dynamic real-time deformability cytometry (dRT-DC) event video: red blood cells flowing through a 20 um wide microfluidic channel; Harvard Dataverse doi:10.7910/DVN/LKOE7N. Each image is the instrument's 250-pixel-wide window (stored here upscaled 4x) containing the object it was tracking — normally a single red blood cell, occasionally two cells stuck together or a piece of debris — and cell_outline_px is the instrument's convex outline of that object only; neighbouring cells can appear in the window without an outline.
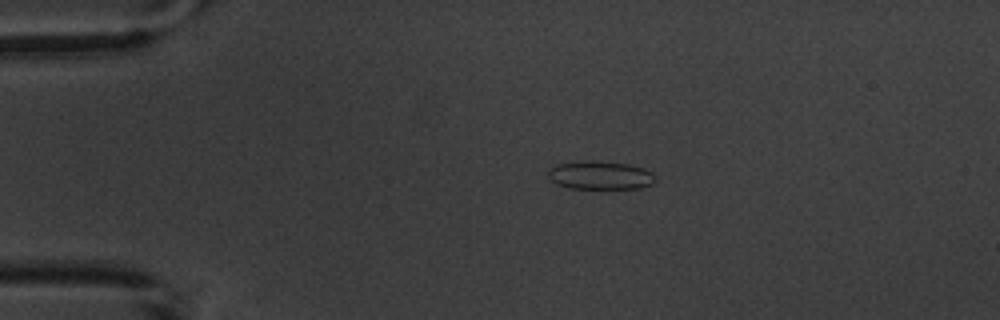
{"species": "common noctule bat (a hibernating species)", "species_latin": "Nyctalus noctula", "temperature_condition": "warm", "stored_images_in_passage": 3, "camera_frame_rate_fps": 3000, "um_per_image_px": 0.085, "animal": {"sex": "male", "body_mass_g": 20.1, "forearm_length_mm": 53.5}, "frame": {"image": 1, "passage_image": 3, "time_ms": 2.333, "image_size_px": [1000, 320], "cell_outline_px": [[656, 180], [652, 184], [640, 188], [568, 188], [556, 184], [548, 180], [548, 172], [556, 164], [588, 160], [592, 160], [628, 164], [644, 168], [652, 172], [656, 176]], "centroid_in_image_um": [51.02, 14.9], "position_along_channel_um": 34.0, "area_um2": 17.86}}